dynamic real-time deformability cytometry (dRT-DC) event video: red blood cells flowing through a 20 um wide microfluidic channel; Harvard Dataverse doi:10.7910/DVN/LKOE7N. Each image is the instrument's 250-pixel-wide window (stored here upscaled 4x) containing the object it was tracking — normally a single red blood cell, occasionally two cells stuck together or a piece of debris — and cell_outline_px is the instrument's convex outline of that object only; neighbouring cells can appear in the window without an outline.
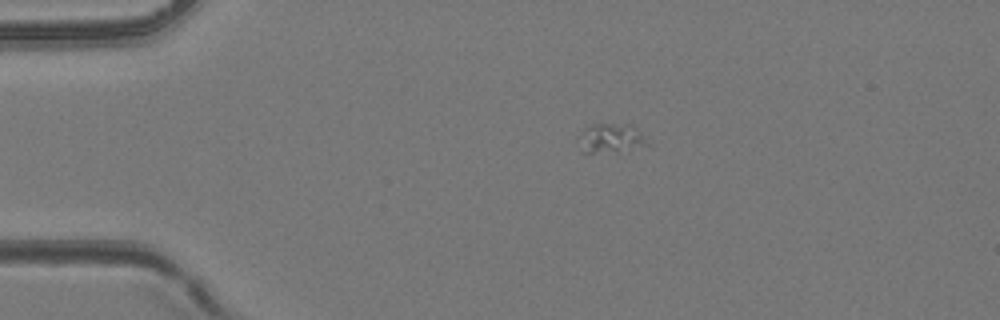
{"species": "common noctule bat (a hibernating species)", "species_latin": "Nyctalus noctula", "temperature_condition": "room temperature", "stored_images_in_passage": 2, "camera_frame_rate_fps": 3000, "um_per_image_px": 0.085, "animal": {"sex": "female", "body_mass_g": 24.6, "forearm_length_mm": 56.2}, "frame": {"image": 1, "passage_image": 1, "time_ms": 0.0, "image_size_px": [1000, 320], "cell_outline_px": [[648, 144], [616, 152], [584, 152], [584, 128], [596, 124], [628, 124], [636, 128], [640, 132]], "centroid_in_image_um": [52.01, 11.73], "position_along_channel_um": 33.0, "area_um2": 10.75}}